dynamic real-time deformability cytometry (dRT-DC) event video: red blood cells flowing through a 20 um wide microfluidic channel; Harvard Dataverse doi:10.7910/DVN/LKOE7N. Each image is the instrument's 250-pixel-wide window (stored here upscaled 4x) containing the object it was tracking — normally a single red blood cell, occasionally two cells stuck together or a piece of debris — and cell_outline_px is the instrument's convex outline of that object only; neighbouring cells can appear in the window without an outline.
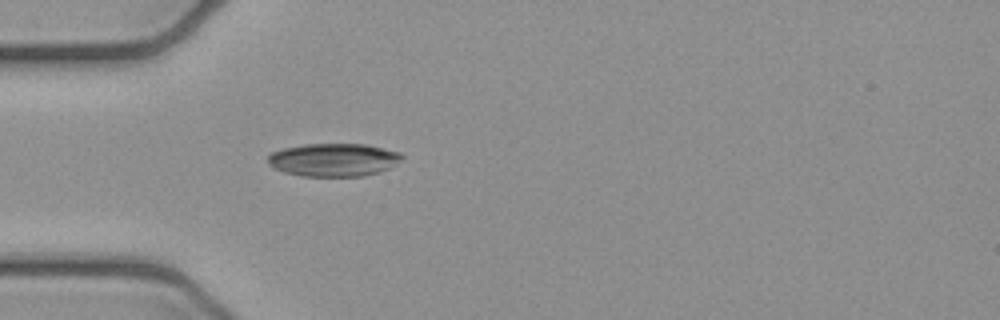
{"species": "common noctule bat (a hibernating species)", "species_latin": "Nyctalus noctula", "temperature_condition": "cold", "stored_images_in_passage": 4, "camera_frame_rate_fps": 3000, "um_per_image_px": 0.085, "animal": {"sex": "female", "body_mass_g": 21.9}, "frame": {"image": 1, "passage_image": 4, "time_ms": 1.0, "image_size_px": [1000, 320], "cell_outline_px": [[404, 156], [396, 164], [380, 172], [364, 176], [304, 176], [284, 172], [272, 168], [268, 164], [268, 156], [272, 152], [284, 148], [304, 144], [364, 144], [400, 152]], "centroid_in_image_um": [28.34, 13.59], "position_along_channel_um": 56.7, "area_um2": 25.84}}